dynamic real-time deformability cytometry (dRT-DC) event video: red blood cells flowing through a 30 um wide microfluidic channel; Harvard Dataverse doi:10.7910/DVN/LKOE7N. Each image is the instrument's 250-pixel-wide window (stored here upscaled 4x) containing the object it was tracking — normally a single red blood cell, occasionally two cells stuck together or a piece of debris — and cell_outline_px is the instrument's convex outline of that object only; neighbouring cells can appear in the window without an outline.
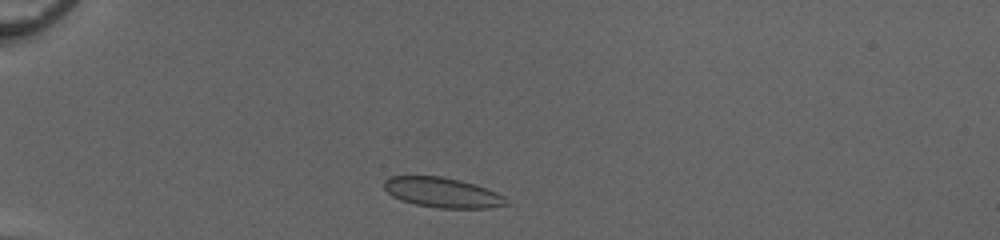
{"species": "common noctule bat (a hibernating species)", "species_latin": "Nyctalus noctula", "temperature_condition": "cold", "stored_images_in_passage": 39, "camera_frame_rate_fps": 3000, "um_per_image_px": 0.085, "animal": {"sex": "female", "body_mass_g": 20.0, "forearm_length_mm": 54.0}, "frame": {"image": 1, "passage_image": 3, "time_ms": 0.667, "image_size_px": [1000, 240], "cell_outline_px": [[512, 204], [488, 208], [440, 208], [416, 204], [400, 200], [392, 196], [384, 188], [384, 180], [388, 176], [444, 176], [476, 184], [496, 192], [504, 196]], "centroid_in_image_um": [37.63, 16.36], "position_along_channel_um": 47.4, "area_um2": 21.56}}
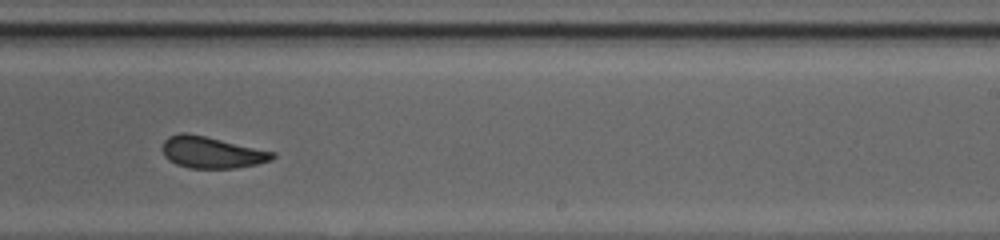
{"frame": {"image": 2, "passage_image": 22, "time_ms": 7.0, "image_size_px": [1000, 240], "cell_outline_px": [[276, 156], [272, 160], [256, 164], [236, 168], [188, 168], [176, 164], [168, 160], [164, 156], [164, 140], [168, 136], [180, 132], [188, 132], [276, 152]], "centroid_in_image_um": [18.0, 12.95], "position_along_channel_um": 271.0, "area_um2": 20.35}}
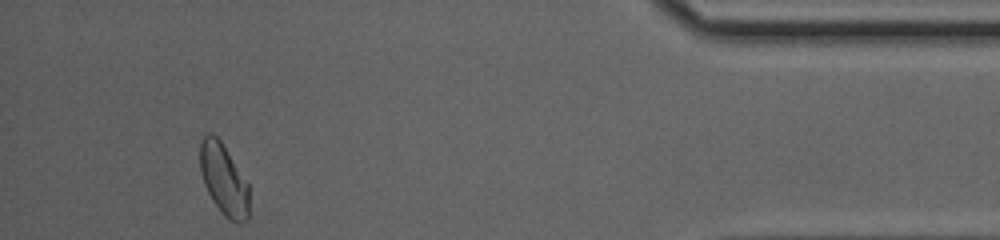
{"frame": {"image": 3, "passage_image": 36, "time_ms": 11.667, "image_size_px": [1000, 240], "cell_outline_px": [[248, 220], [240, 224], [236, 224], [228, 220], [224, 216], [212, 200], [204, 184], [200, 172], [200, 140], [208, 132], [212, 132], [220, 140], [248, 184]], "centroid_in_image_um": [19.0, 15.28], "position_along_channel_um": 416.2, "area_um2": 20.4}, "authors_computed_cell_mechanics": {"area_um2": 20.7502, "velocity_mm_per_s": 4.1267, "shape_relaxation_time_tau1_ms": 3.965, "shape_relaxation_time_tau2_ms": 0.9281, "deformation_change_tau1": 0.0962, "deformation_change_tau2": 0.0408}}